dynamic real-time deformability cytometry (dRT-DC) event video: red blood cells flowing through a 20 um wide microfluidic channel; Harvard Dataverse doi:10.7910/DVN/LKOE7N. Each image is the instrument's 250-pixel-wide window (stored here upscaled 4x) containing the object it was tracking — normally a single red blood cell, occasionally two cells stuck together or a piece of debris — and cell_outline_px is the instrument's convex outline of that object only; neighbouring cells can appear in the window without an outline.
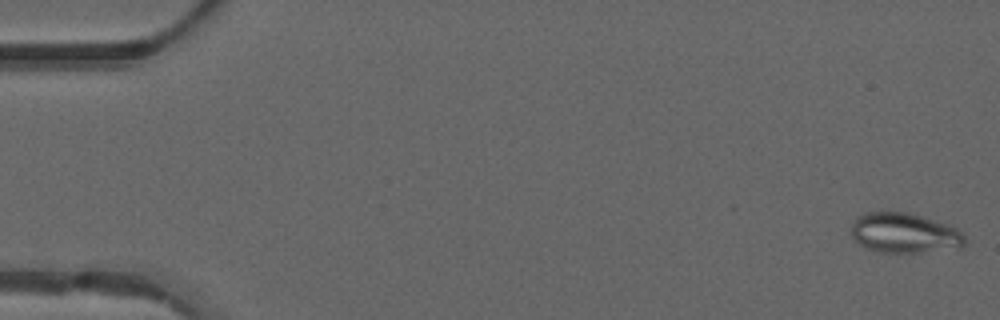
{"species": "common noctule bat (a hibernating species)", "species_latin": "Nyctalus noctula", "temperature_condition": "warm", "stored_images_in_passage": 49, "camera_frame_rate_fps": 3000, "um_per_image_px": 0.085, "animal": {"sex": "male", "forearm_length_mm": 52.5}, "frame": {"image": 1, "passage_image": 1, "time_ms": 0.0, "image_size_px": [1000, 320], "cell_outline_px": [[964, 244], [960, 248], [920, 252], [880, 252], [868, 248], [860, 244], [852, 236], [852, 224], [856, 216], [868, 212], [908, 212], [948, 224], [956, 228], [964, 236]], "centroid_in_image_um": [76.87, 19.8], "position_along_channel_um": 8.1, "area_um2": 26.3}}
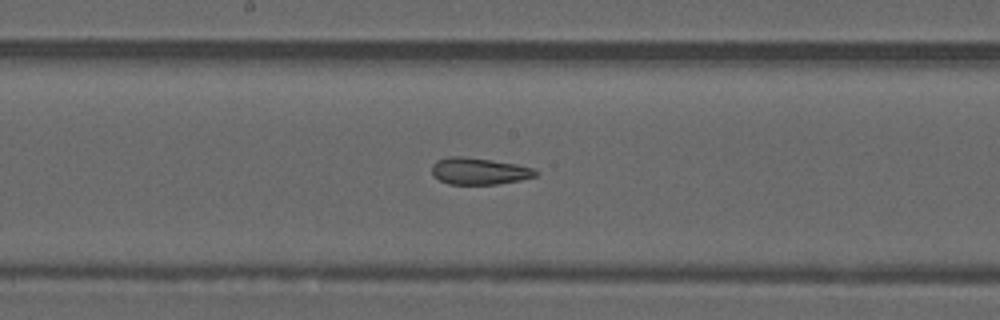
{"frame": {"image": 2, "passage_image": 26, "time_ms": 8.333, "image_size_px": [1000, 320], "cell_outline_px": [[540, 172], [536, 176], [520, 180], [496, 184], [448, 184], [432, 176], [432, 164], [436, 160], [448, 156], [464, 156], [492, 160], [516, 164], [532, 168]], "centroid_in_image_um": [40.69, 14.54], "position_along_channel_um": 207.5, "area_um2": 16.3}}
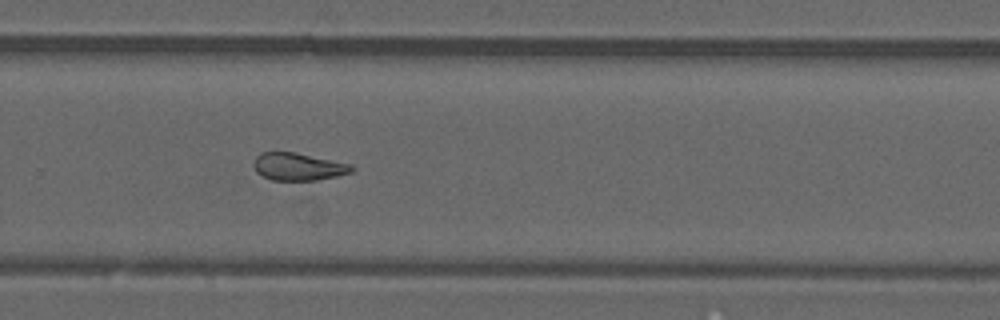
{"frame": {"image": 3, "passage_image": 33, "time_ms": 10.667, "image_size_px": [1000, 320], "cell_outline_px": [[356, 168], [352, 172], [336, 176], [316, 180], [272, 180], [256, 172], [252, 164], [256, 156], [260, 152], [296, 152], [352, 164]], "centroid_in_image_um": [25.36, 14.15], "position_along_channel_um": 304.4, "area_um2": 15.84}, "authors_computed_cell_mechanics": {"area_um2": 16.3574, "velocity_mm_per_s": 4.1744, "shape_relaxation_time_tau1_ms": null, "shape_relaxation_time_tau2_ms": 2.0094, "deformation_change_tau1": null, "deformation_change_tau2": 0.0787}}